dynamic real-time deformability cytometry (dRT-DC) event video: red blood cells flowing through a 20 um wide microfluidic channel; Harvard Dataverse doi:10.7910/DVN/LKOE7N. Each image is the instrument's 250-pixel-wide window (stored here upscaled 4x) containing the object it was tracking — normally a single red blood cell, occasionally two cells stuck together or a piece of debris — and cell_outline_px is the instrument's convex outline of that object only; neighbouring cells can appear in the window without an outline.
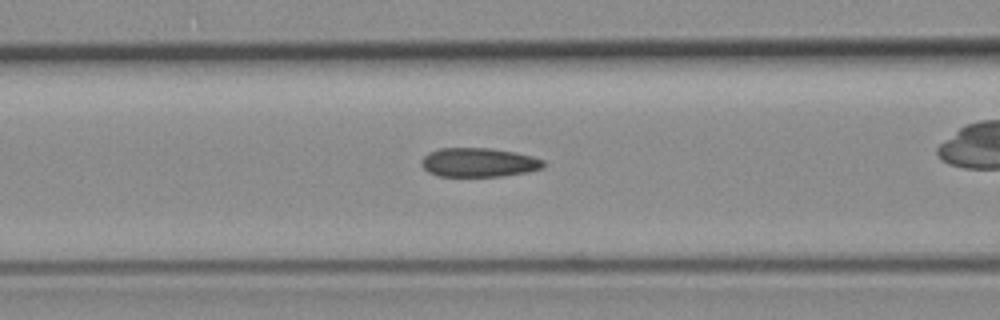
{"species": "common noctule bat (a hibernating species)", "species_latin": "Nyctalus noctula", "temperature_condition": "room temperature", "stored_images_in_passage": 36, "camera_frame_rate_fps": 3000, "um_per_image_px": 0.085, "animal": {"sex": "female", "body_mass_g": 19.3, "forearm_length_mm": 54.1}, "frame": {"image": 1, "passage_image": 15, "time_ms": 4.667, "image_size_px": [1000, 320], "cell_outline_px": [[548, 164], [544, 168], [528, 172], [504, 176], [440, 176], [428, 172], [420, 164], [420, 160], [428, 152], [440, 148], [492, 148], [516, 152], [532, 156], [544, 160]], "centroid_in_image_um": [40.73, 13.8], "position_along_channel_um": 125.9, "area_um2": 20.98}}
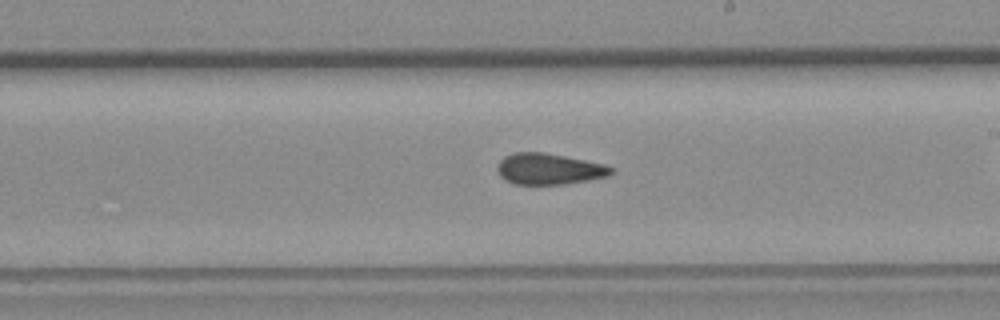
{"frame": {"image": 2, "passage_image": 24, "time_ms": 7.667, "image_size_px": [1000, 320], "cell_outline_px": [[612, 172], [608, 176], [564, 184], [512, 184], [504, 180], [500, 176], [496, 168], [500, 160], [504, 156], [516, 152], [544, 152], [604, 164], [612, 168]], "centroid_in_image_um": [46.6, 14.36], "position_along_channel_um": 242.4, "area_um2": 20.52}}
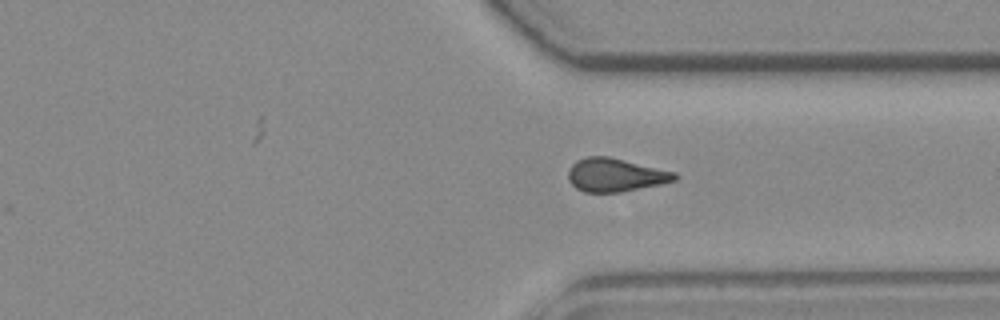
{"frame": {"image": 3, "passage_image": 33, "time_ms": 10.667, "image_size_px": [1000, 320], "cell_outline_px": [[680, 176], [676, 180], [660, 184], [620, 192], [584, 192], [576, 188], [568, 180], [568, 168], [576, 160], [588, 156], [608, 156], [676, 172]], "centroid_in_image_um": [52.3, 14.86], "position_along_channel_um": 359.1, "area_um2": 20.75}}